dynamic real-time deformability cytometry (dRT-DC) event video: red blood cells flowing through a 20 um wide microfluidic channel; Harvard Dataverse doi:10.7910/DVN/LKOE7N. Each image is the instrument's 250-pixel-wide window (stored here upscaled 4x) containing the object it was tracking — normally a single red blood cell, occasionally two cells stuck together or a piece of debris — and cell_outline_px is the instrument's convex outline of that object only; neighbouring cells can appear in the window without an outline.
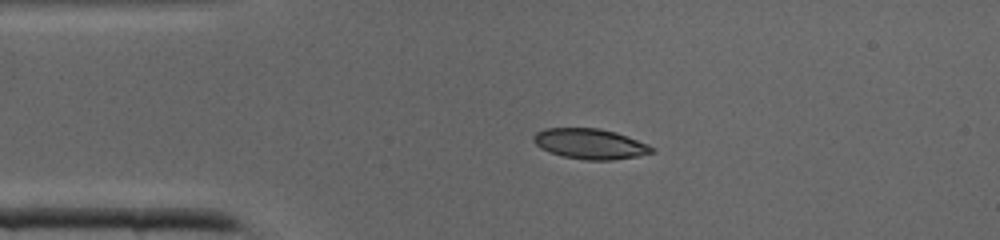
{"species": "common noctule bat (a hibernating species)", "species_latin": "Nyctalus noctula", "temperature_condition": "cold", "stored_images_in_passage": 33, "camera_frame_rate_fps": 3000, "um_per_image_px": 0.085, "animal": {"sex": "male", "body_mass_g": 19.0, "forearm_length_mm": 50.8}, "frame": {"image": 1, "passage_image": 1, "time_ms": 0.0, "image_size_px": [1000, 240], "cell_outline_px": [[656, 152], [640, 156], [612, 160], [584, 160], [564, 156], [548, 152], [540, 148], [532, 140], [532, 136], [536, 132], [544, 128], [600, 128], [616, 132], [648, 144], [656, 148]], "centroid_in_image_um": [50.17, 12.23], "position_along_channel_um": 34.8, "area_um2": 21.21}}
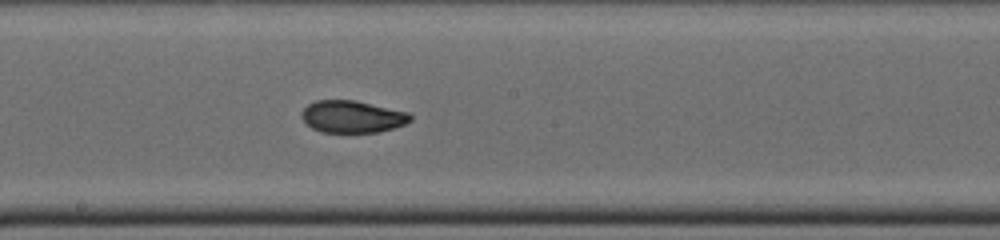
{"frame": {"image": 2, "passage_image": 14, "time_ms": 4.333, "image_size_px": [1000, 240], "cell_outline_px": [[412, 120], [404, 124], [380, 132], [320, 132], [312, 128], [300, 116], [304, 108], [308, 104], [316, 100], [356, 100], [408, 112], [412, 116]], "centroid_in_image_um": [29.94, 9.91], "position_along_channel_um": 218.3, "area_um2": 20.35}}
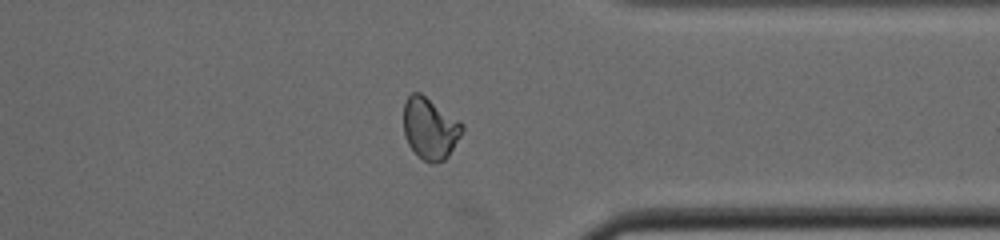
{"frame": {"image": 3, "passage_image": 24, "time_ms": 7.667, "image_size_px": [1000, 240], "cell_outline_px": [[464, 128], [460, 136], [448, 156], [444, 160], [432, 164], [424, 160], [408, 144], [404, 136], [404, 100], [412, 92], [420, 92], [464, 124]], "centroid_in_image_um": [36.54, 10.9], "position_along_channel_um": 374.9, "area_um2": 20.87}}